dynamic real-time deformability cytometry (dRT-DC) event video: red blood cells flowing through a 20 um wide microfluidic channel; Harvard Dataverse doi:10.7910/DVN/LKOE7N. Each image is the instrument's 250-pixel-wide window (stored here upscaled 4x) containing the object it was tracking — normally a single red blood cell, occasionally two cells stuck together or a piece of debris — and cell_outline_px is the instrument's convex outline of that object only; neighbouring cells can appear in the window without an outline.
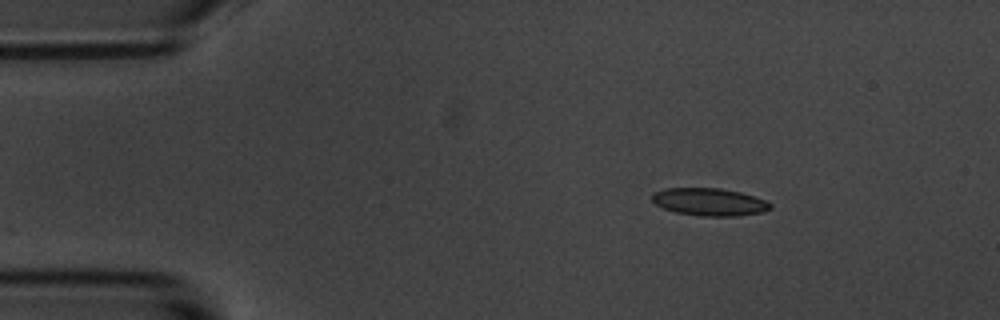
{"species": "common noctule bat (a hibernating species)", "species_latin": "Nyctalus noctula", "temperature_condition": "room temperature", "stored_images_in_passage": 14, "camera_frame_rate_fps": 3000, "um_per_image_px": 0.085, "animal": {"sex": "male", "body_mass_g": 20.1, "forearm_length_mm": 53.5}, "frame": {"image": 1, "passage_image": 2, "time_ms": 1.333, "image_size_px": [1000, 320], "cell_outline_px": [[772, 208], [764, 212], [736, 216], [700, 216], [676, 212], [664, 208], [656, 204], [652, 200], [652, 192], [664, 188], [720, 188], [740, 192], [764, 200], [772, 204]], "centroid_in_image_um": [60.29, 17.16], "position_along_channel_um": 24.7, "area_um2": 19.02}}
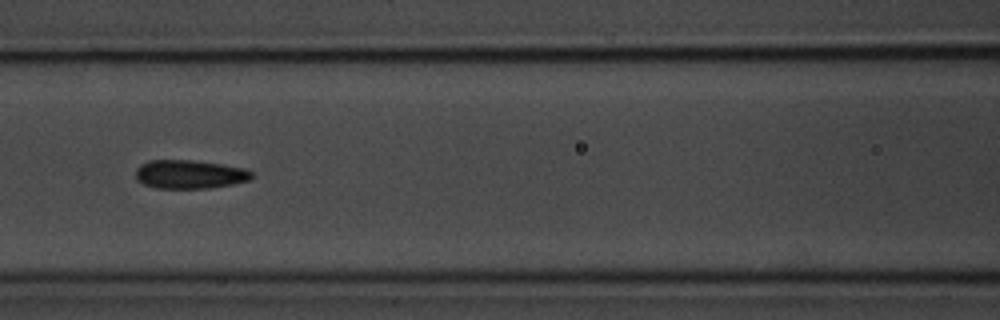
{"frame": {"image": 2, "passage_image": 6, "time_ms": 6.667, "image_size_px": [1000, 320], "cell_outline_px": [[252, 176], [248, 180], [232, 184], [208, 188], [156, 188], [144, 184], [136, 176], [136, 168], [140, 164], [148, 160], [192, 160], [220, 164], [244, 168], [252, 172]], "centroid_in_image_um": [16.09, 14.81], "position_along_channel_um": 150.5, "area_um2": 19.19}}
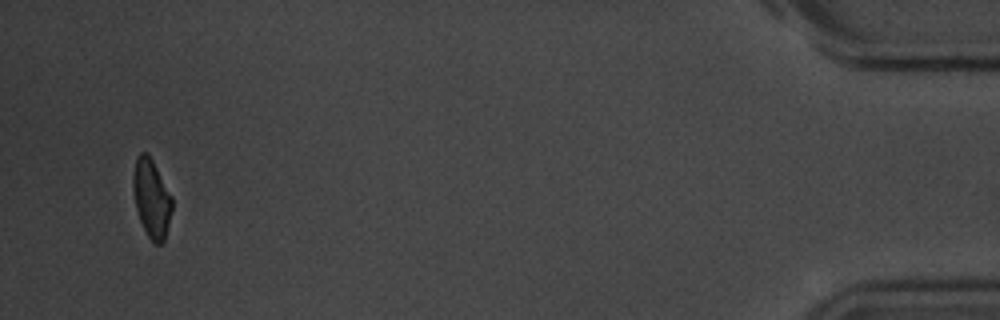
{"frame": {"image": 3, "passage_image": 14, "time_ms": 16.667, "image_size_px": [1000, 320], "cell_outline_px": [[172, 208], [164, 240], [160, 244], [156, 244], [148, 236], [140, 220], [136, 208], [132, 188], [132, 176], [136, 156], [140, 152], [144, 152], [152, 160], [172, 196]], "centroid_in_image_um": [12.86, 16.83], "position_along_channel_um": 422.3, "area_um2": 17.57}, "authors_computed_cell_mechanics": {"area_um2": 19.3052, "velocity_mm_per_s": 3.5316, "shape_relaxation_time_tau1_ms": 2.0632, "shape_relaxation_time_tau2_ms": null, "deformation_change_tau1": 0.0721, "deformation_change_tau2": null}}